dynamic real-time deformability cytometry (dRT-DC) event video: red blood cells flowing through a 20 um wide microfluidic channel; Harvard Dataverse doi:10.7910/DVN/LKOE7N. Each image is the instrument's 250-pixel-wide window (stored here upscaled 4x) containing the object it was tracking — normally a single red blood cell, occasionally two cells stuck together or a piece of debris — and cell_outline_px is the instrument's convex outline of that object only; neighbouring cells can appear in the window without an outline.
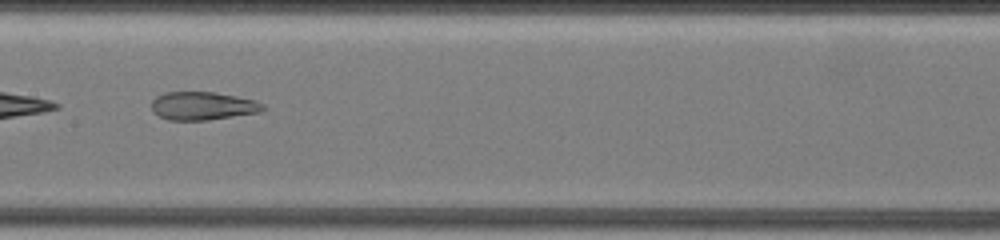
{"species": "common noctule bat (a hibernating species)", "species_latin": "Nyctalus noctula", "temperature_condition": "warm", "stored_images_in_passage": 39, "camera_frame_rate_fps": 3000, "um_per_image_px": 0.085, "animal": {"sex": "female", "body_mass_g": 19.5, "forearm_length_mm": 54.1}, "frame": {"image": 1, "passage_image": 23, "time_ms": 11.667, "image_size_px": [1000, 240], "cell_outline_px": [[268, 108], [260, 112], [208, 120], [168, 120], [152, 112], [152, 100], [156, 96], [164, 92], [216, 92], [256, 100], [264, 104]], "centroid_in_image_um": [17.25, 9.0], "position_along_channel_um": 190.1, "area_um2": 18.5}, "authors_computed_cell_mechanics": {"area_um2": 25.432, "velocity_mm_per_s": 3.5064, "shape_relaxation_time_tau1_ms": 4.0775, "shape_relaxation_time_tau2_ms": 1.8016, "deformation_change_tau1": 0.1872, "deformation_change_tau2": 0.097}}